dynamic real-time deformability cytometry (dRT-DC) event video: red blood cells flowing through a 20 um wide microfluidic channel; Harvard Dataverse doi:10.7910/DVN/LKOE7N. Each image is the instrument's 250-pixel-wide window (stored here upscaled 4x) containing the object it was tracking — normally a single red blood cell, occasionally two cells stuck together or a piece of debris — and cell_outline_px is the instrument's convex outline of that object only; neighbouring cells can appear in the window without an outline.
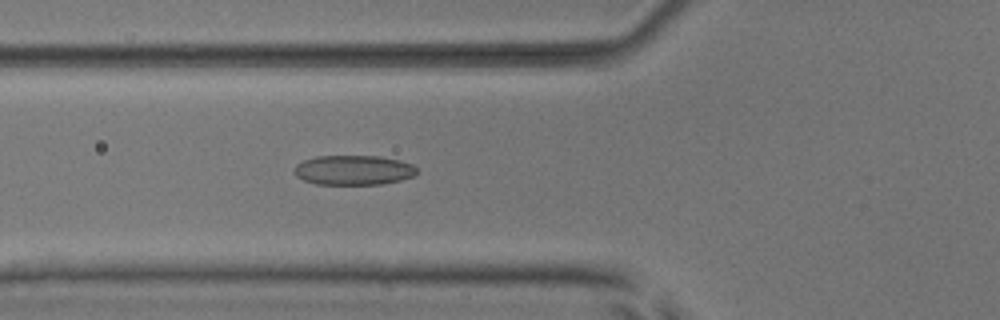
{"species": "common noctule bat (a hibernating species)", "species_latin": "Nyctalus noctula", "temperature_condition": "room temperature", "stored_images_in_passage": 52, "camera_frame_rate_fps": 3000, "um_per_image_px": 0.085, "animal": {"sex": "male", "body_mass_g": 17.9, "forearm_length_mm": 54.2}, "frame": {"image": 1, "passage_image": 19, "time_ms": 6.0, "image_size_px": [1000, 320], "cell_outline_px": [[416, 172], [412, 176], [400, 180], [380, 184], [316, 184], [304, 180], [296, 176], [296, 164], [304, 160], [316, 156], [380, 156], [400, 160], [412, 164], [416, 168]], "centroid_in_image_um": [30.05, 14.45], "position_along_channel_um": 95.8, "area_um2": 21.04}}
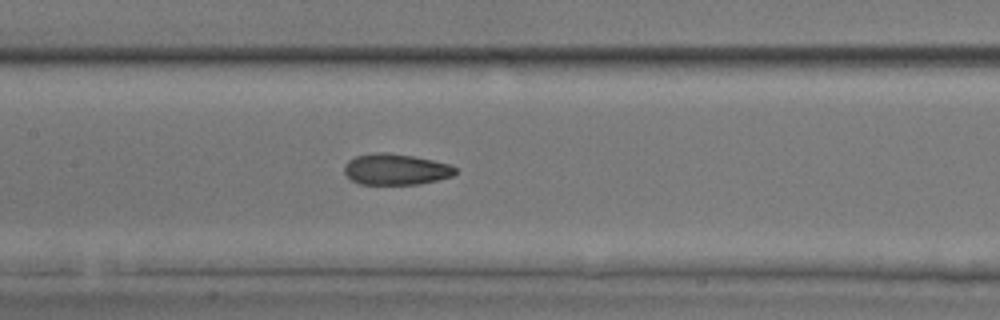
{"frame": {"image": 2, "passage_image": 25, "time_ms": 8.0, "image_size_px": [1000, 320], "cell_outline_px": [[456, 172], [452, 176], [436, 180], [416, 184], [360, 184], [352, 180], [344, 172], [344, 164], [348, 160], [356, 156], [376, 152], [384, 152], [412, 156], [432, 160], [448, 164], [456, 168]], "centroid_in_image_um": [33.6, 14.39], "position_along_channel_um": 173.8, "area_um2": 19.88}}
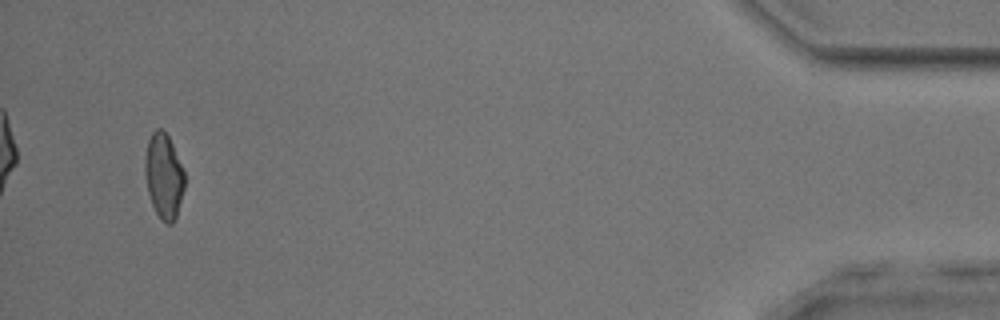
{"frame": {"image": 3, "passage_image": 50, "time_ms": 16.333, "image_size_px": [1000, 320], "cell_outline_px": [[184, 188], [176, 216], [172, 224], [168, 224], [160, 220], [152, 204], [148, 192], [144, 172], [144, 156], [148, 140], [152, 132], [156, 128], [160, 128], [168, 136], [172, 144], [184, 172]], "centroid_in_image_um": [13.89, 14.96], "position_along_channel_um": 421.3, "area_um2": 19.54}, "authors_computed_cell_mechanics": {"area_um2": 20.3167, "velocity_mm_per_s": 3.8944, "shape_relaxation_time_tau1_ms": 6.4402, "shape_relaxation_time_tau2_ms": 1.9973, "deformation_change_tau1": 0.164, "deformation_change_tau2": 0.0812}}